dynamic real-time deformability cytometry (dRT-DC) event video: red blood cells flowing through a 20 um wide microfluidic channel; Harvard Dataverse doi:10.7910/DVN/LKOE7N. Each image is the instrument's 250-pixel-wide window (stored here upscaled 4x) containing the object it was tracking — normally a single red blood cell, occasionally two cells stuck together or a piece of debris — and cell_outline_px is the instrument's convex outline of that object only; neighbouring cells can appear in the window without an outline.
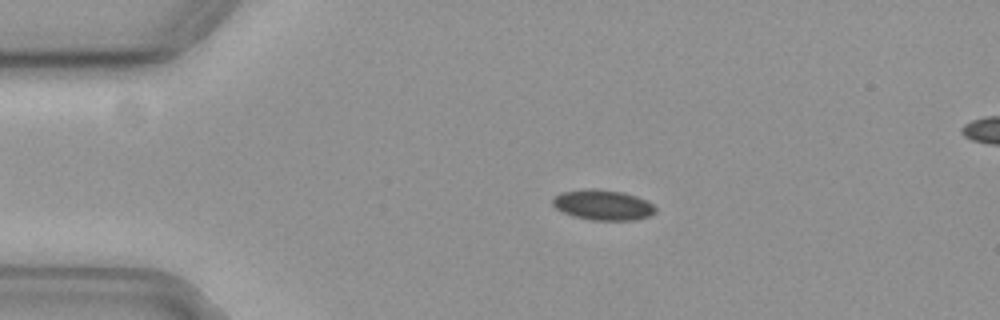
{"species": "common noctule bat (a hibernating species)", "species_latin": "Nyctalus noctula", "temperature_condition": "cold", "stored_images_in_passage": 57, "camera_frame_rate_fps": 3000, "um_per_image_px": 0.085, "animal": {"sex": "female", "body_mass_g": 19.3, "forearm_length_mm": 54.1}, "frame": {"image": 1, "passage_image": 12, "time_ms": 3.667, "image_size_px": [1000, 320], "cell_outline_px": [[656, 212], [648, 216], [632, 220], [592, 220], [576, 216], [564, 212], [556, 208], [552, 204], [552, 200], [560, 192], [584, 188], [592, 188], [624, 192], [636, 196], [652, 204], [656, 208]], "centroid_in_image_um": [51.23, 17.4], "position_along_channel_um": 33.8, "area_um2": 18.03}}
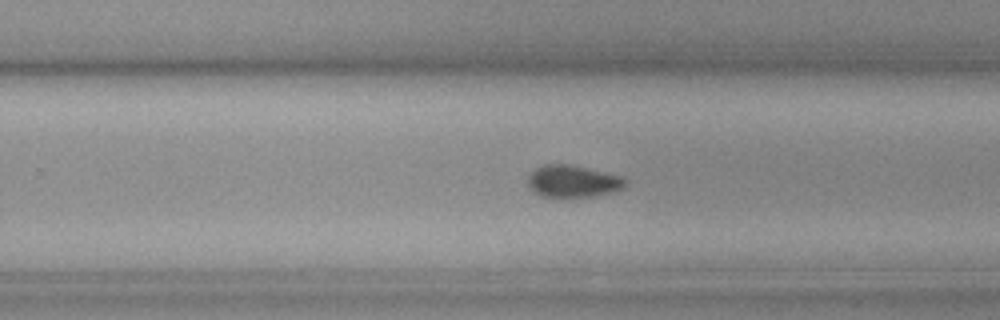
{"frame": {"image": 2, "passage_image": 36, "time_ms": 11.667, "image_size_px": [1000, 320], "cell_outline_px": [[628, 180], [624, 188], [612, 192], [596, 196], [564, 200], [556, 200], [540, 196], [532, 192], [528, 184], [528, 176], [536, 168], [544, 164], [568, 164], [624, 176]], "centroid_in_image_um": [48.69, 15.47], "position_along_channel_um": 281.1, "area_um2": 19.19}}
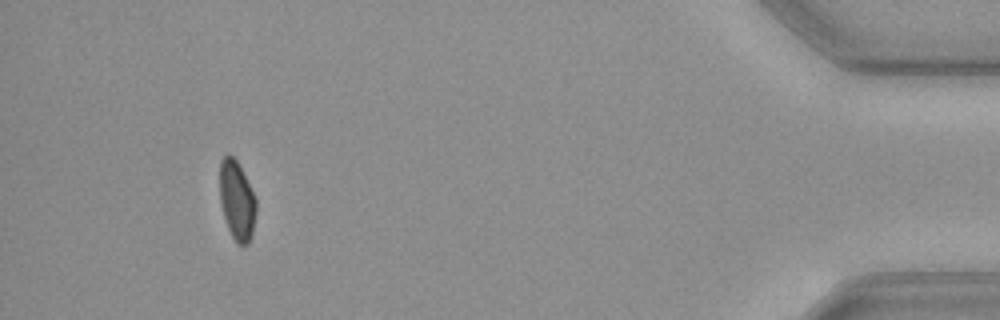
{"frame": {"image": 3, "passage_image": 53, "time_ms": 17.333, "image_size_px": [1000, 320], "cell_outline_px": [[256, 212], [252, 236], [248, 244], [236, 244], [228, 228], [220, 204], [220, 160], [228, 152], [236, 160], [256, 196]], "centroid_in_image_um": [20.14, 17.04], "position_along_channel_um": 415.1, "area_um2": 16.94}, "authors_computed_cell_mechanics": {"area_um2": 17.918, "velocity_mm_per_s": 3.6397, "shape_relaxation_time_tau1_ms": null, "shape_relaxation_time_tau2_ms": 4.8659, "deformation_change_tau1": null, "deformation_change_tau2": 0.0646}}